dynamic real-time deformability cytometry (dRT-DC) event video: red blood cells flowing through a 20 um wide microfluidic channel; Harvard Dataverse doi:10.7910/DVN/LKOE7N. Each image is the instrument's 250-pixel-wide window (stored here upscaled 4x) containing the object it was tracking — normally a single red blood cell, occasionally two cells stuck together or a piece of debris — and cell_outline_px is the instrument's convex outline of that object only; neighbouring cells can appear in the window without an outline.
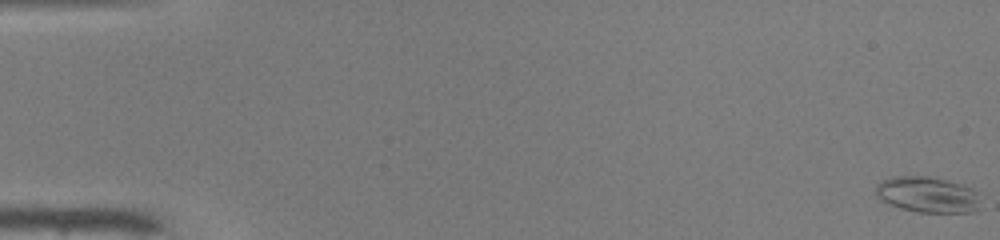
{"species": "common noctule bat (a hibernating species)", "species_latin": "Nyctalus noctula", "temperature_condition": "warm", "stored_images_in_passage": 51, "camera_frame_rate_fps": 3000, "um_per_image_px": 0.085, "animal": {"sex": "male", "body_mass_g": 19.0, "forearm_length_mm": 50.8}, "frame": {"image": 1, "passage_image": 1, "time_ms": 0.0, "image_size_px": [1000, 240], "cell_outline_px": [[980, 192], [976, 212], [916, 212], [900, 208], [888, 204], [880, 200], [876, 196], [876, 184], [880, 180], [892, 176], [928, 176], [948, 180], [964, 184]], "centroid_in_image_um": [78.82, 16.53], "position_along_channel_um": 6.2, "area_um2": 22.31}}
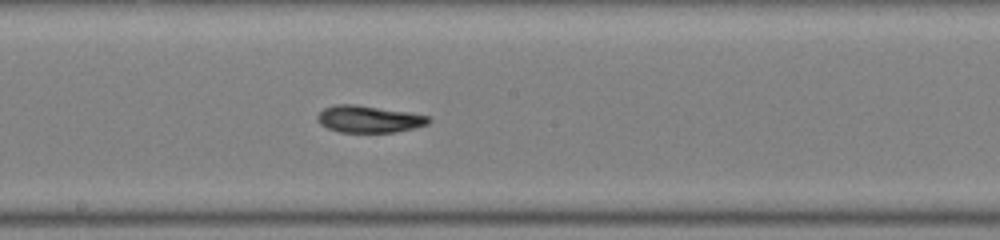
{"frame": {"image": 2, "passage_image": 29, "time_ms": 9.333, "image_size_px": [1000, 240], "cell_outline_px": [[432, 120], [428, 124], [412, 128], [392, 132], [340, 132], [328, 128], [320, 124], [316, 120], [316, 116], [324, 108], [336, 104], [356, 104], [408, 112], [428, 116]], "centroid_in_image_um": [31.32, 10.11], "position_along_channel_um": 216.9, "area_um2": 17.4}}
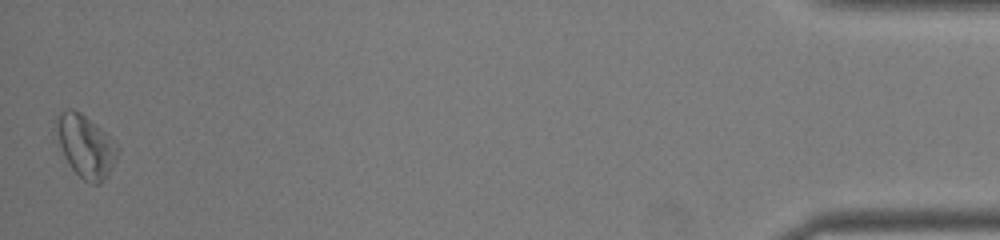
{"frame": {"image": 3, "passage_image": 51, "time_ms": 16.667, "image_size_px": [1000, 240], "cell_outline_px": [[120, 152], [108, 176], [100, 184], [92, 184], [84, 180], [68, 164], [64, 156], [56, 132], [56, 116], [60, 112], [68, 108], [72, 108], [80, 112], [100, 128], [120, 148]], "centroid_in_image_um": [7.29, 12.43], "position_along_channel_um": 427.9, "area_um2": 22.2}, "authors_computed_cell_mechanics": {"area_um2": 18.8428, "velocity_mm_per_s": 4.053, "shape_relaxation_time_tau1_ms": 3.1113, "shape_relaxation_time_tau2_ms": 6.893, "deformation_change_tau1": 0.1324, "deformation_change_tau2": 0.1509}}